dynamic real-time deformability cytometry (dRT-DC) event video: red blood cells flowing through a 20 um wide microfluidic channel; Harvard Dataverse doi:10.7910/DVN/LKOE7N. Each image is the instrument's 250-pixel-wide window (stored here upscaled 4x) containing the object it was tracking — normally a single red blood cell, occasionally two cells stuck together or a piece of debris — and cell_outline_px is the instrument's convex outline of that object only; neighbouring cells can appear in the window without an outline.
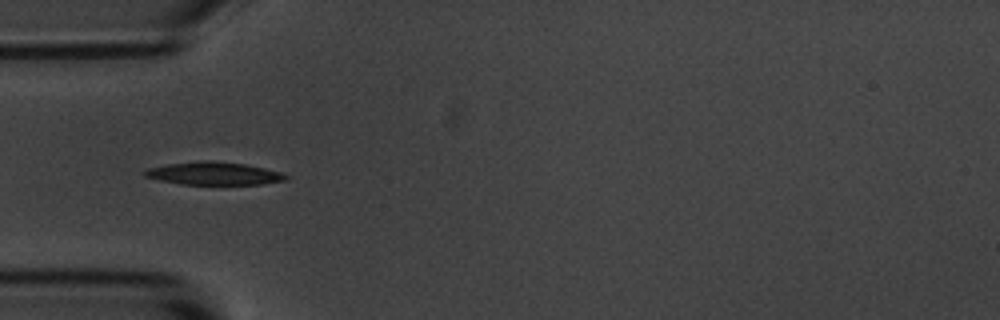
{"species": "common noctule bat (a hibernating species)", "species_latin": "Nyctalus noctula", "temperature_condition": "room temperature", "stored_images_in_passage": 4, "camera_frame_rate_fps": 3000, "um_per_image_px": 0.085, "animal": {"sex": "male", "body_mass_g": 20.1, "forearm_length_mm": 53.5}, "frame": {"image": 1, "passage_image": 3, "time_ms": 2.333, "image_size_px": [1000, 320], "cell_outline_px": [[288, 180], [260, 184], [180, 184], [160, 180], [144, 176], [144, 172], [148, 168], [168, 164], [200, 160], [212, 160], [244, 164], [264, 168], [280, 172], [288, 176]], "centroid_in_image_um": [18.18, 14.74], "position_along_channel_um": 66.8, "area_um2": 18.67}}